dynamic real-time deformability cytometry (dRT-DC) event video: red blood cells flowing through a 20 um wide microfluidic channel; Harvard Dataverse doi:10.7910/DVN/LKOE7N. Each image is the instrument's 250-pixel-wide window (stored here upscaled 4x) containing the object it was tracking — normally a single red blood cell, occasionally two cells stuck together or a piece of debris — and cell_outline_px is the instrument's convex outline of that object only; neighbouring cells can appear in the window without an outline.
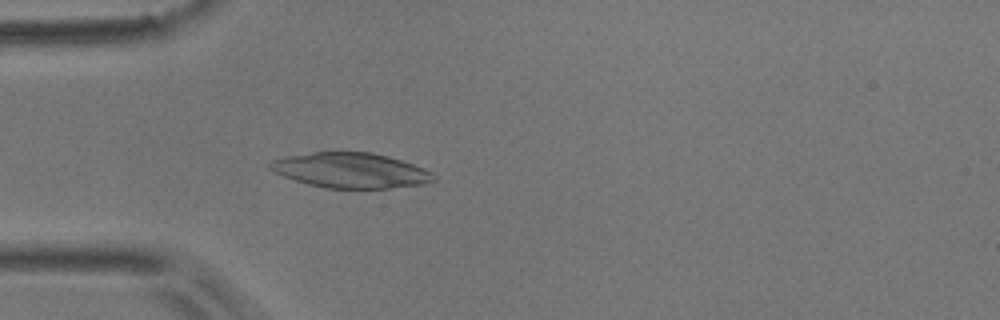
{"species": "common noctule bat (a hibernating species)", "species_latin": "Nyctalus noctula", "temperature_condition": "room temperature", "stored_images_in_passage": 53, "camera_frame_rate_fps": 3000, "um_per_image_px": 0.085, "animal": {"sex": "male", "body_mass_g": 17.9}, "frame": {"image": 1, "passage_image": 15, "time_ms": 4.667, "image_size_px": [1000, 320], "cell_outline_px": [[436, 180], [424, 184], [388, 188], [324, 188], [308, 184], [284, 176], [268, 168], [268, 164], [272, 160], [284, 156], [312, 152], [372, 152], [388, 156], [424, 168], [432, 172], [436, 176]], "centroid_in_image_um": [29.81, 14.48], "position_along_channel_um": 55.2, "area_um2": 33.47}}
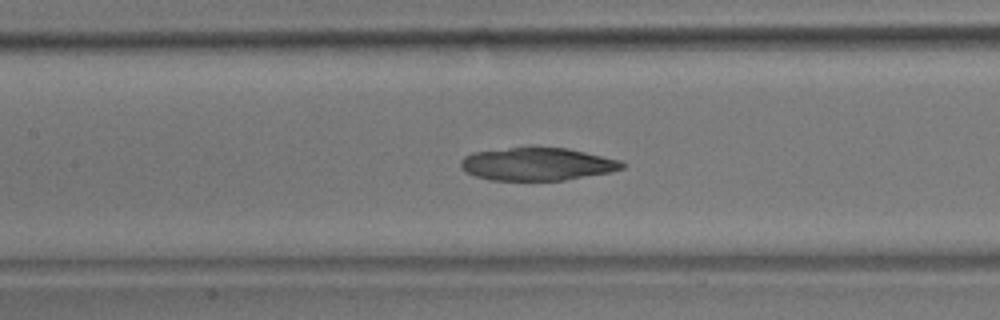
{"frame": {"image": 2, "passage_image": 24, "time_ms": 7.667, "image_size_px": [1000, 320], "cell_outline_px": [[628, 164], [624, 168], [612, 172], [564, 180], [488, 180], [476, 176], [460, 168], [460, 160], [464, 156], [472, 152], [508, 148], [568, 148], [620, 160]], "centroid_in_image_um": [45.68, 13.95], "position_along_channel_um": 161.7, "area_um2": 30.87}}
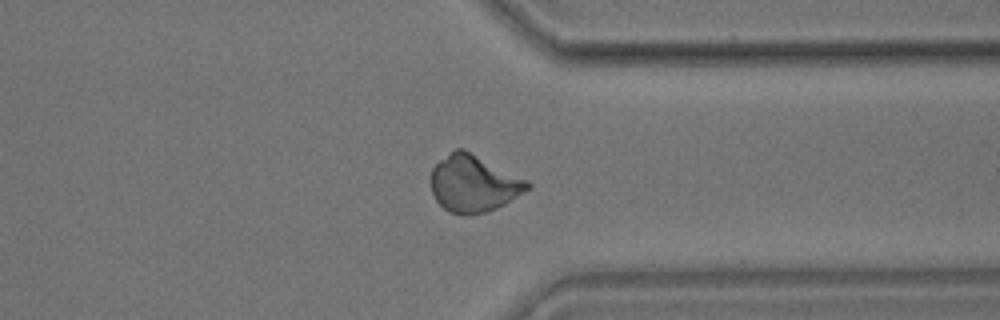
{"frame": {"image": 3, "passage_image": 41, "time_ms": 13.333, "image_size_px": [1000, 320], "cell_outline_px": [[532, 188], [504, 204], [488, 212], [468, 216], [460, 216], [448, 212], [436, 200], [432, 192], [432, 168], [440, 160], [456, 148], [464, 148], [528, 180], [532, 184]], "centroid_in_image_um": [40.29, 15.62], "position_along_channel_um": 371.1, "area_um2": 32.25}}